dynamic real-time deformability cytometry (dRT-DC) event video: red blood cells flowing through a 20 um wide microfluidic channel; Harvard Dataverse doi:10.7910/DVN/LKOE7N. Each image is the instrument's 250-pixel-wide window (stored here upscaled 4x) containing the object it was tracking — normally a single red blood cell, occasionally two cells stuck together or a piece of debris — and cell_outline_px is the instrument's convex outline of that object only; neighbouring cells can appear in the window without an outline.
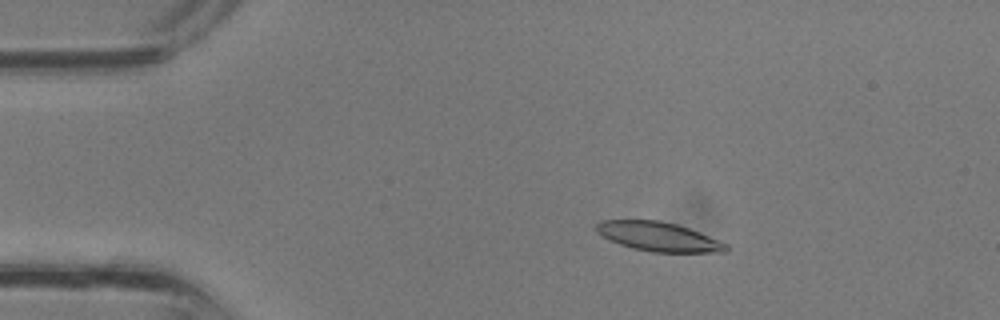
{"species": "common noctule bat (a hibernating species)", "species_latin": "Nyctalus noctula", "temperature_condition": "room temperature", "stored_images_in_passage": 27, "camera_frame_rate_fps": 3000, "um_per_image_px": 0.085, "animal": {"sex": "male", "body_mass_g": 13.3}, "frame": {"image": 1, "passage_image": 7, "time_ms": 2.0, "image_size_px": [1000, 320], "cell_outline_px": [[728, 252], [652, 252], [632, 248], [620, 244], [596, 232], [596, 224], [600, 220], [656, 220], [676, 224], [700, 232], [728, 244]], "centroid_in_image_um": [55.99, 20.11], "position_along_channel_um": 29.0, "area_um2": 21.91}}
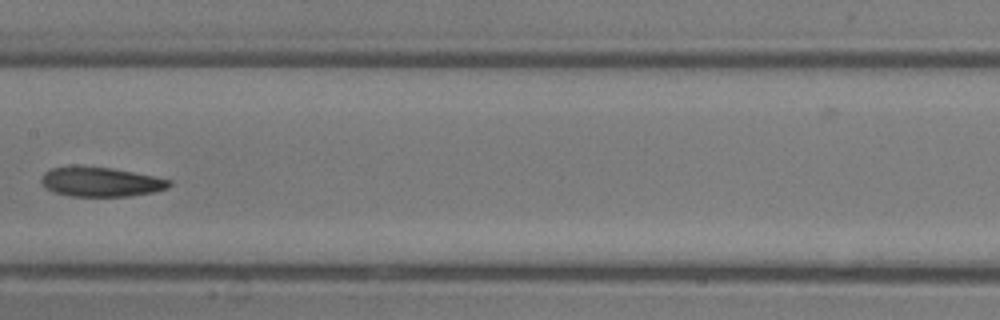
{"frame": {"image": 2, "passage_image": 19, "time_ms": 6.0, "image_size_px": [1000, 320], "cell_outline_px": [[172, 184], [168, 188], [152, 192], [128, 196], [68, 196], [52, 192], [44, 188], [40, 180], [44, 172], [52, 168], [112, 168], [172, 180]], "centroid_in_image_um": [8.56, 15.49], "position_along_channel_um": 198.8, "area_um2": 21.5}}
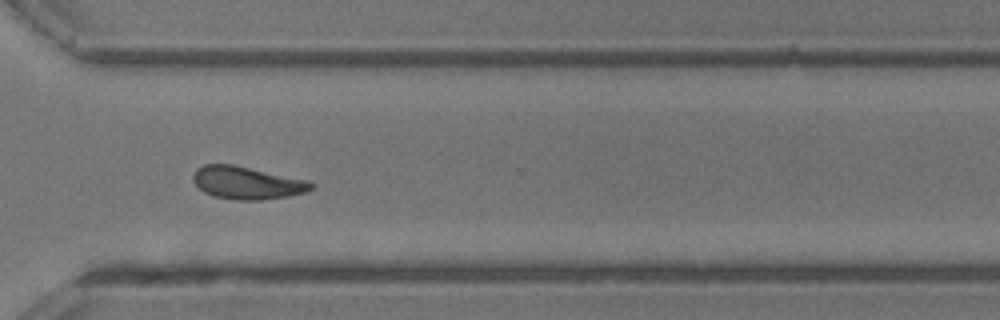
{"frame": {"image": 3, "passage_image": 27, "time_ms": 8.667, "image_size_px": [1000, 320], "cell_outline_px": [[316, 184], [312, 188], [304, 192], [288, 196], [260, 200], [236, 200], [212, 196], [204, 192], [192, 180], [192, 176], [196, 168], [204, 164], [232, 164], [312, 180]], "centroid_in_image_um": [21.01, 15.53], "position_along_channel_um": 349.6, "area_um2": 22.77}}